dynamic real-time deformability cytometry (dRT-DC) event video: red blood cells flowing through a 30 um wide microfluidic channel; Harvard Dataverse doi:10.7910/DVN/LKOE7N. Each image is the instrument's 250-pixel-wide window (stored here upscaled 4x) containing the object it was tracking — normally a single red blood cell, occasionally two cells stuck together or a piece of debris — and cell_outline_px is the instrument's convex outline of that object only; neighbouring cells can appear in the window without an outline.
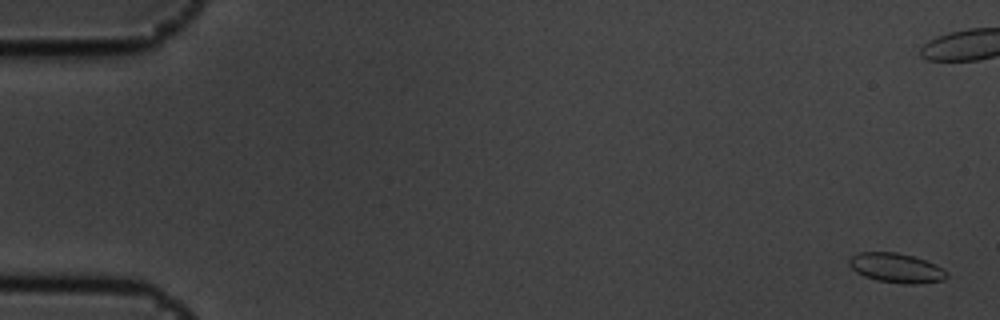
{"species": "common noctule bat (a hibernating species)", "species_latin": "Nyctalus noctula", "temperature_condition": "cold", "stored_images_in_passage": 9, "camera_frame_rate_fps": 3000, "um_per_image_px": 0.085, "animal": {"sex": "male", "body_mass_g": 19.5, "forearm_length_mm": 54.6}, "frame": {"image": 1, "passage_image": 1, "time_ms": 0.0, "image_size_px": [1000, 320], "cell_outline_px": [[948, 276], [944, 280], [916, 284], [904, 284], [876, 280], [864, 276], [856, 272], [848, 264], [848, 260], [852, 256], [860, 252], [896, 252], [912, 256], [936, 264], [948, 272]], "centroid_in_image_um": [76.19, 22.78], "position_along_channel_um": 8.8, "area_um2": 16.82}}
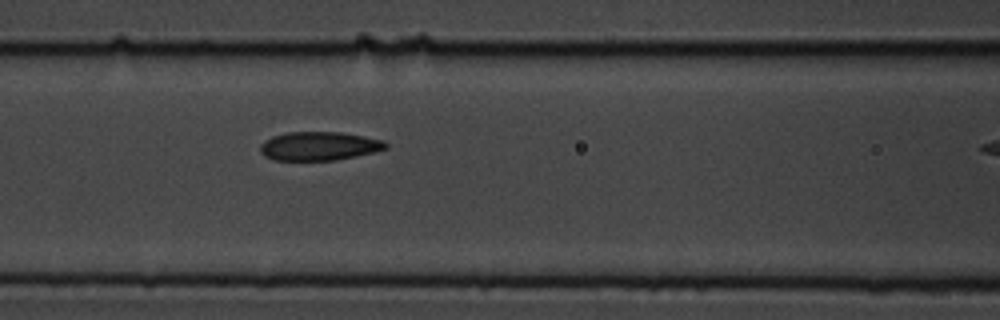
{"frame": {"image": 2, "passage_image": 8, "time_ms": 2.333, "image_size_px": [1000, 320], "cell_outline_px": [[388, 148], [372, 152], [336, 160], [276, 160], [264, 156], [260, 152], [260, 144], [264, 140], [272, 136], [288, 132], [340, 132], [364, 136], [384, 140], [388, 144]], "centroid_in_image_um": [27.11, 12.41], "position_along_channel_um": 139.5, "area_um2": 20.98}}